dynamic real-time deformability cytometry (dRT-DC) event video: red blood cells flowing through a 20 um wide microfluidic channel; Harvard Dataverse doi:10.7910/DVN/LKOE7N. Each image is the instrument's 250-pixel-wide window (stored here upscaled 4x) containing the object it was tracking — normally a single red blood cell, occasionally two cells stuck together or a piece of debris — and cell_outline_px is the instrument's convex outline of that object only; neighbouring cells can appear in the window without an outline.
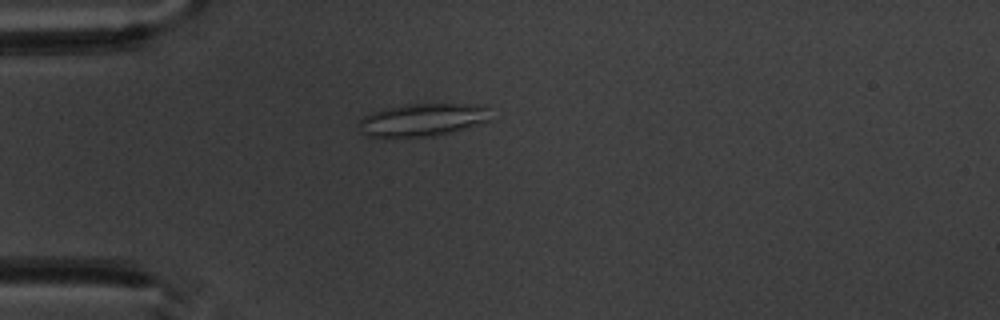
{"species": "common noctule bat (a hibernating species)", "species_latin": "Nyctalus noctula", "temperature_condition": "warm", "stored_images_in_passage": 5, "camera_frame_rate_fps": 3000, "um_per_image_px": 0.085, "animal": {"sex": "male", "body_mass_g": 20.1, "forearm_length_mm": 53.5}, "frame": {"image": 1, "passage_image": 4, "time_ms": 3.667, "image_size_px": [1000, 320], "cell_outline_px": [[492, 120], [452, 132], [432, 136], [384, 140], [368, 136], [360, 132], [360, 120], [364, 116], [372, 112], [384, 108], [404, 104], [484, 104], [488, 108]], "centroid_in_image_um": [35.89, 10.22], "position_along_channel_um": 49.1, "area_um2": 26.01}}